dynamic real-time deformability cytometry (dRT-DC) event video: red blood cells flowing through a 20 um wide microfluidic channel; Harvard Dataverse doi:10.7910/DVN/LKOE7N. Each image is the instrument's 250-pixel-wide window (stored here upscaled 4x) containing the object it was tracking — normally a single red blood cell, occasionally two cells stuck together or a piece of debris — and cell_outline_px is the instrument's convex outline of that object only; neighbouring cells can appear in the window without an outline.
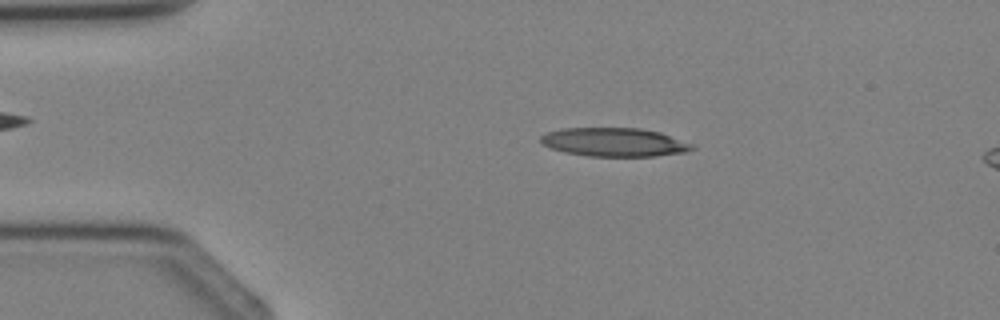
{"species": "Egyptian fruit bat (a non-hibernating species)", "species_latin": "Rousettus aegyptiacus", "temperature_condition": "cold", "stored_images_in_passage": 4, "camera_frame_rate_fps": 3000, "um_per_image_px": 0.085, "animal": {"sex": "female"}, "frame": {"image": 1, "passage_image": 2, "time_ms": 1.0, "image_size_px": [1000, 320], "cell_outline_px": [[696, 148], [688, 152], [656, 156], [588, 156], [564, 152], [552, 148], [544, 144], [540, 140], [540, 136], [548, 132], [564, 128], [640, 128], [660, 132], [696, 144]], "centroid_in_image_um": [52.3, 12.09], "position_along_channel_um": 32.7, "area_um2": 25.43}}
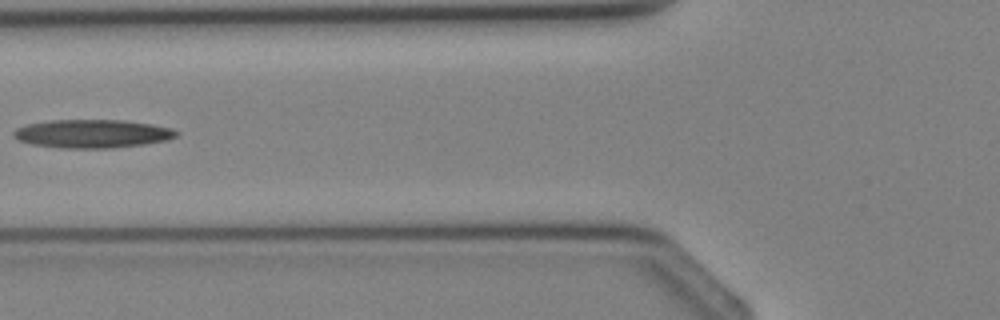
{"frame": {"image": 2, "passage_image": 4, "time_ms": 3.333, "image_size_px": [1000, 320], "cell_outline_px": [[180, 132], [176, 136], [168, 140], [144, 144], [112, 148], [64, 148], [32, 144], [16, 140], [12, 136], [12, 132], [16, 128], [28, 124], [52, 120], [124, 120], [152, 124], [172, 128]], "centroid_in_image_um": [7.85, 11.36], "position_along_channel_um": 118.0, "area_um2": 27.05}}